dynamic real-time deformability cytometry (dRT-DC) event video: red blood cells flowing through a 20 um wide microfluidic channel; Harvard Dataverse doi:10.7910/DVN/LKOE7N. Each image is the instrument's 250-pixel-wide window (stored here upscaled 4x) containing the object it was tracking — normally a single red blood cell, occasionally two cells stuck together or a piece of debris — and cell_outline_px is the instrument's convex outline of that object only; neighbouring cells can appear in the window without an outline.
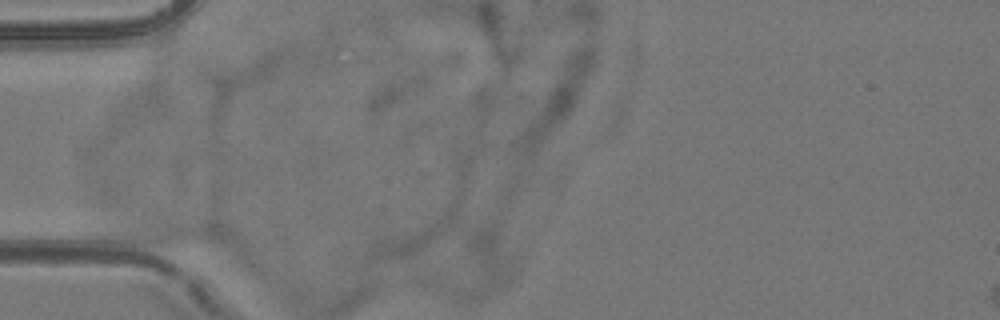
{"species": "common noctule bat (a hibernating species)", "species_latin": "Nyctalus noctula", "temperature_condition": "room temperature", "stored_images_in_passage": 2, "camera_frame_rate_fps": 3000, "um_per_image_px": 0.085, "animal": {"sex": "female", "body_mass_g": 24.6, "forearm_length_mm": 56.2}, "frame": {"image": 1, "passage_image": 1, "time_ms": 0.0, "image_size_px": [1000, 320], "cell_outline_px": [[224, 240], [220, 244], [160, 244], [104, 236], [104, 232], [108, 216], [140, 212], [144, 212], [216, 224], [224, 236]], "centroid_in_image_um": [13.77, 19.51], "position_along_channel_um": 71.2, "area_um2": 21.1}}